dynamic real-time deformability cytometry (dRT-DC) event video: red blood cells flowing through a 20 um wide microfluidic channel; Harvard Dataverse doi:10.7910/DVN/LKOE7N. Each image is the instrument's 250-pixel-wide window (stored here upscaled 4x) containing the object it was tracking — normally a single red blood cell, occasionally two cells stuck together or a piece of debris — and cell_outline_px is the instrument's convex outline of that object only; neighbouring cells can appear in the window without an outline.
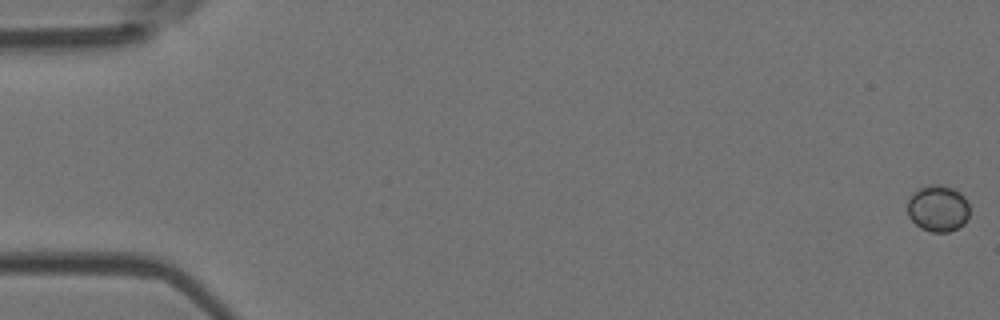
{"species": "Egyptian fruit bat (a non-hibernating species)", "species_latin": "Rousettus aegyptiacus", "temperature_condition": "room temperature", "stored_images_in_passage": 7, "camera_frame_rate_fps": 3000, "um_per_image_px": 0.085, "animal": {"sex": "female"}, "frame": {"image": 1, "passage_image": 1, "time_ms": 0.0, "image_size_px": [1000, 320], "cell_outline_px": [[968, 216], [964, 224], [948, 232], [932, 232], [920, 228], [908, 216], [908, 200], [912, 192], [920, 188], [932, 184], [940, 184], [952, 188], [960, 192], [964, 196], [968, 204]], "centroid_in_image_um": [79.71, 17.71], "position_along_channel_um": 5.3, "area_um2": 16.82}}